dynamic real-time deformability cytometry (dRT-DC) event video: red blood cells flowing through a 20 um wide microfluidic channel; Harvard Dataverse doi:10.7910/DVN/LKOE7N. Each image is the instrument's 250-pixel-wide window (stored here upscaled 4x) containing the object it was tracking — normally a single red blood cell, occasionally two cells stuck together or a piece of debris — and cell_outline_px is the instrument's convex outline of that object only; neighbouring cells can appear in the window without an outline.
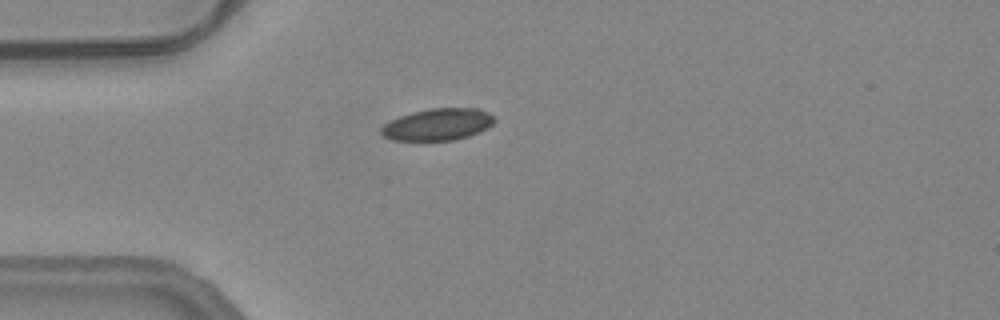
{"species": "common noctule bat (a hibernating species)", "species_latin": "Nyctalus noctula", "temperature_condition": "warm", "stored_images_in_passage": 55, "camera_frame_rate_fps": 3000, "um_per_image_px": 0.085, "animal": {"sex": "female", "body_mass_g": 24.6, "forearm_length_mm": 56.2}, "frame": {"image": 1, "passage_image": 15, "time_ms": 4.667, "image_size_px": [1000, 320], "cell_outline_px": [[496, 120], [488, 128], [480, 132], [468, 136], [452, 140], [392, 140], [384, 136], [380, 132], [380, 128], [384, 124], [400, 116], [412, 112], [428, 108], [480, 108], [488, 112]], "centroid_in_image_um": [37.23, 10.57], "position_along_channel_um": 47.8, "area_um2": 21.04}}
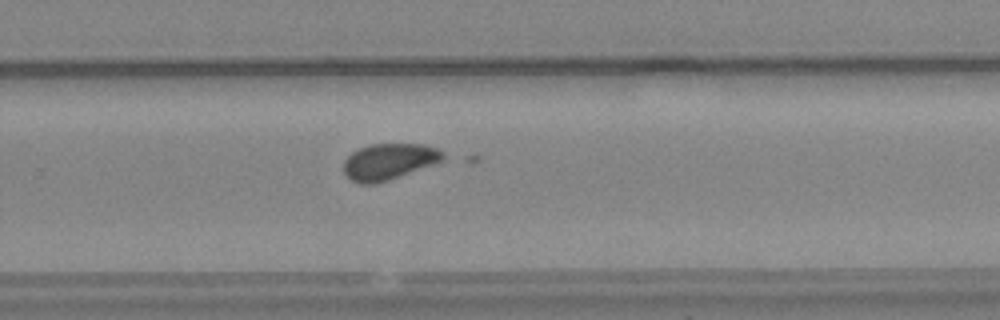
{"frame": {"image": 2, "passage_image": 36, "time_ms": 11.667, "image_size_px": [1000, 320], "cell_outline_px": [[444, 156], [440, 160], [432, 164], [388, 180], [376, 184], [360, 184], [352, 180], [344, 172], [344, 160], [352, 152], [360, 148], [372, 144], [420, 144], [436, 148], [444, 152]], "centroid_in_image_um": [33.01, 13.73], "position_along_channel_um": 296.8, "area_um2": 20.52}}
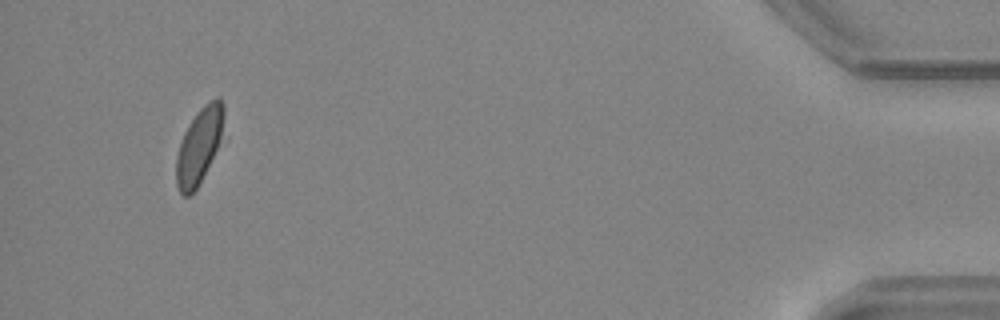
{"frame": {"image": 3, "passage_image": 52, "time_ms": 17.0, "image_size_px": [1000, 320], "cell_outline_px": [[224, 112], [220, 136], [216, 148], [196, 188], [188, 196], [184, 196], [180, 192], [176, 184], [176, 156], [180, 140], [184, 132], [196, 112], [208, 100], [216, 96], [220, 96], [224, 104]], "centroid_in_image_um": [16.89, 12.32], "position_along_channel_um": 418.3, "area_um2": 20.46}}